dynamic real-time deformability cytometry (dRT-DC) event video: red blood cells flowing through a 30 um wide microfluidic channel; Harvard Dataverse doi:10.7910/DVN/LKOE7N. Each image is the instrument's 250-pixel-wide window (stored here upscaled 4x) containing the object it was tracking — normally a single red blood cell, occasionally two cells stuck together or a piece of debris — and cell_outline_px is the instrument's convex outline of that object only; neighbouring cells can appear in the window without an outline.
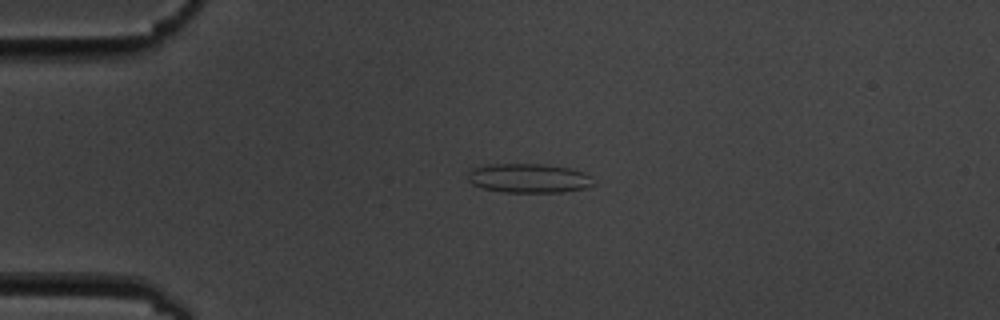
{"species": "common noctule bat (a hibernating species)", "species_latin": "Nyctalus noctula", "temperature_condition": "cold", "stored_images_in_passage": 5, "camera_frame_rate_fps": 3000, "um_per_image_px": 0.085, "animal": {"sex": "male", "body_mass_g": 19.5, "forearm_length_mm": 54.6}, "frame": {"image": 1, "passage_image": 4, "time_ms": 3.667, "image_size_px": [1000, 320], "cell_outline_px": [[596, 184], [588, 188], [560, 192], [504, 192], [484, 188], [472, 184], [468, 180], [468, 172], [472, 168], [488, 164], [540, 164], [572, 168], [584, 172], [592, 176], [596, 180]], "centroid_in_image_um": [45.01, 15.14], "position_along_channel_um": 40.0, "area_um2": 21.68}}